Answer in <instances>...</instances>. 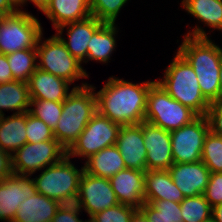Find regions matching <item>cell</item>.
I'll return each instance as SVG.
<instances>
[{
	"instance_id": "1",
	"label": "cell",
	"mask_w": 222,
	"mask_h": 222,
	"mask_svg": "<svg viewBox=\"0 0 222 222\" xmlns=\"http://www.w3.org/2000/svg\"><path fill=\"white\" fill-rule=\"evenodd\" d=\"M155 81L132 83L109 77L96 95L97 112L115 123L140 124L145 119L147 94Z\"/></svg>"
},
{
	"instance_id": "2",
	"label": "cell",
	"mask_w": 222,
	"mask_h": 222,
	"mask_svg": "<svg viewBox=\"0 0 222 222\" xmlns=\"http://www.w3.org/2000/svg\"><path fill=\"white\" fill-rule=\"evenodd\" d=\"M207 35L206 30L197 25L184 35L177 52L192 66L203 96L212 103L221 97L219 71L222 48Z\"/></svg>"
},
{
	"instance_id": "3",
	"label": "cell",
	"mask_w": 222,
	"mask_h": 222,
	"mask_svg": "<svg viewBox=\"0 0 222 222\" xmlns=\"http://www.w3.org/2000/svg\"><path fill=\"white\" fill-rule=\"evenodd\" d=\"M94 85L83 83L71 89L63 101L62 114L53 130L55 139L68 151L76 142L91 118L97 113Z\"/></svg>"
},
{
	"instance_id": "4",
	"label": "cell",
	"mask_w": 222,
	"mask_h": 222,
	"mask_svg": "<svg viewBox=\"0 0 222 222\" xmlns=\"http://www.w3.org/2000/svg\"><path fill=\"white\" fill-rule=\"evenodd\" d=\"M192 66L178 53L166 68L163 79L155 80L176 101L198 116H205L210 102L203 96Z\"/></svg>"
},
{
	"instance_id": "5",
	"label": "cell",
	"mask_w": 222,
	"mask_h": 222,
	"mask_svg": "<svg viewBox=\"0 0 222 222\" xmlns=\"http://www.w3.org/2000/svg\"><path fill=\"white\" fill-rule=\"evenodd\" d=\"M43 170L33 179L36 192L61 204L75 203L84 167L77 169L66 155L60 162Z\"/></svg>"
},
{
	"instance_id": "6",
	"label": "cell",
	"mask_w": 222,
	"mask_h": 222,
	"mask_svg": "<svg viewBox=\"0 0 222 222\" xmlns=\"http://www.w3.org/2000/svg\"><path fill=\"white\" fill-rule=\"evenodd\" d=\"M197 117L194 111L173 99L156 81L150 86L144 121L173 131L190 124Z\"/></svg>"
},
{
	"instance_id": "7",
	"label": "cell",
	"mask_w": 222,
	"mask_h": 222,
	"mask_svg": "<svg viewBox=\"0 0 222 222\" xmlns=\"http://www.w3.org/2000/svg\"><path fill=\"white\" fill-rule=\"evenodd\" d=\"M42 39L43 34L40 36L36 47L37 59L39 58V61L37 60L38 69L65 79L71 84L81 78H89L86 70L82 67V63L69 53L56 34L45 39V41Z\"/></svg>"
},
{
	"instance_id": "8",
	"label": "cell",
	"mask_w": 222,
	"mask_h": 222,
	"mask_svg": "<svg viewBox=\"0 0 222 222\" xmlns=\"http://www.w3.org/2000/svg\"><path fill=\"white\" fill-rule=\"evenodd\" d=\"M43 27L39 20L24 10L2 17L0 22V53L36 48Z\"/></svg>"
},
{
	"instance_id": "9",
	"label": "cell",
	"mask_w": 222,
	"mask_h": 222,
	"mask_svg": "<svg viewBox=\"0 0 222 222\" xmlns=\"http://www.w3.org/2000/svg\"><path fill=\"white\" fill-rule=\"evenodd\" d=\"M67 151L56 140L39 143H25L11 155L12 172L32 176L39 170L60 162Z\"/></svg>"
},
{
	"instance_id": "10",
	"label": "cell",
	"mask_w": 222,
	"mask_h": 222,
	"mask_svg": "<svg viewBox=\"0 0 222 222\" xmlns=\"http://www.w3.org/2000/svg\"><path fill=\"white\" fill-rule=\"evenodd\" d=\"M120 128V124L97 112L67 151V156L88 159L102 149L116 145Z\"/></svg>"
},
{
	"instance_id": "11",
	"label": "cell",
	"mask_w": 222,
	"mask_h": 222,
	"mask_svg": "<svg viewBox=\"0 0 222 222\" xmlns=\"http://www.w3.org/2000/svg\"><path fill=\"white\" fill-rule=\"evenodd\" d=\"M209 131L206 116H198L190 124L170 131L173 162L193 163L201 161L204 140Z\"/></svg>"
},
{
	"instance_id": "12",
	"label": "cell",
	"mask_w": 222,
	"mask_h": 222,
	"mask_svg": "<svg viewBox=\"0 0 222 222\" xmlns=\"http://www.w3.org/2000/svg\"><path fill=\"white\" fill-rule=\"evenodd\" d=\"M75 203L89 217L119 204L108 178L97 177L85 171L79 181V191Z\"/></svg>"
},
{
	"instance_id": "13",
	"label": "cell",
	"mask_w": 222,
	"mask_h": 222,
	"mask_svg": "<svg viewBox=\"0 0 222 222\" xmlns=\"http://www.w3.org/2000/svg\"><path fill=\"white\" fill-rule=\"evenodd\" d=\"M140 124L143 127L144 146L147 151L146 171L168 170L174 164L170 131L147 121H142Z\"/></svg>"
},
{
	"instance_id": "14",
	"label": "cell",
	"mask_w": 222,
	"mask_h": 222,
	"mask_svg": "<svg viewBox=\"0 0 222 222\" xmlns=\"http://www.w3.org/2000/svg\"><path fill=\"white\" fill-rule=\"evenodd\" d=\"M31 177L13 173L0 183V221L12 222L19 204L36 193Z\"/></svg>"
},
{
	"instance_id": "15",
	"label": "cell",
	"mask_w": 222,
	"mask_h": 222,
	"mask_svg": "<svg viewBox=\"0 0 222 222\" xmlns=\"http://www.w3.org/2000/svg\"><path fill=\"white\" fill-rule=\"evenodd\" d=\"M145 173L146 171L125 168L109 179L120 204L140 209L145 203Z\"/></svg>"
},
{
	"instance_id": "16",
	"label": "cell",
	"mask_w": 222,
	"mask_h": 222,
	"mask_svg": "<svg viewBox=\"0 0 222 222\" xmlns=\"http://www.w3.org/2000/svg\"><path fill=\"white\" fill-rule=\"evenodd\" d=\"M116 146L122 155L126 168L146 171L147 151L144 146L141 124L121 126Z\"/></svg>"
},
{
	"instance_id": "17",
	"label": "cell",
	"mask_w": 222,
	"mask_h": 222,
	"mask_svg": "<svg viewBox=\"0 0 222 222\" xmlns=\"http://www.w3.org/2000/svg\"><path fill=\"white\" fill-rule=\"evenodd\" d=\"M168 171L184 197L203 194L211 173L202 161L174 163Z\"/></svg>"
},
{
	"instance_id": "18",
	"label": "cell",
	"mask_w": 222,
	"mask_h": 222,
	"mask_svg": "<svg viewBox=\"0 0 222 222\" xmlns=\"http://www.w3.org/2000/svg\"><path fill=\"white\" fill-rule=\"evenodd\" d=\"M103 24L94 16L81 21L70 22L56 29V35L66 46L69 53L81 63L87 58V46L93 33ZM67 29L68 40L63 37L64 28Z\"/></svg>"
},
{
	"instance_id": "19",
	"label": "cell",
	"mask_w": 222,
	"mask_h": 222,
	"mask_svg": "<svg viewBox=\"0 0 222 222\" xmlns=\"http://www.w3.org/2000/svg\"><path fill=\"white\" fill-rule=\"evenodd\" d=\"M27 84L30 99L63 102L71 93L70 82L38 68Z\"/></svg>"
},
{
	"instance_id": "20",
	"label": "cell",
	"mask_w": 222,
	"mask_h": 222,
	"mask_svg": "<svg viewBox=\"0 0 222 222\" xmlns=\"http://www.w3.org/2000/svg\"><path fill=\"white\" fill-rule=\"evenodd\" d=\"M19 206L12 222H51L61 203L36 192Z\"/></svg>"
},
{
	"instance_id": "21",
	"label": "cell",
	"mask_w": 222,
	"mask_h": 222,
	"mask_svg": "<svg viewBox=\"0 0 222 222\" xmlns=\"http://www.w3.org/2000/svg\"><path fill=\"white\" fill-rule=\"evenodd\" d=\"M145 202L168 200L181 203L185 198L175 185L168 170H148L145 173Z\"/></svg>"
},
{
	"instance_id": "22",
	"label": "cell",
	"mask_w": 222,
	"mask_h": 222,
	"mask_svg": "<svg viewBox=\"0 0 222 222\" xmlns=\"http://www.w3.org/2000/svg\"><path fill=\"white\" fill-rule=\"evenodd\" d=\"M52 22L53 28L91 16L89 0H50L43 12Z\"/></svg>"
},
{
	"instance_id": "23",
	"label": "cell",
	"mask_w": 222,
	"mask_h": 222,
	"mask_svg": "<svg viewBox=\"0 0 222 222\" xmlns=\"http://www.w3.org/2000/svg\"><path fill=\"white\" fill-rule=\"evenodd\" d=\"M83 167L86 173L108 179L126 168L116 145L106 147L90 156Z\"/></svg>"
},
{
	"instance_id": "24",
	"label": "cell",
	"mask_w": 222,
	"mask_h": 222,
	"mask_svg": "<svg viewBox=\"0 0 222 222\" xmlns=\"http://www.w3.org/2000/svg\"><path fill=\"white\" fill-rule=\"evenodd\" d=\"M27 143L26 112L0 118V149L12 155Z\"/></svg>"
},
{
	"instance_id": "25",
	"label": "cell",
	"mask_w": 222,
	"mask_h": 222,
	"mask_svg": "<svg viewBox=\"0 0 222 222\" xmlns=\"http://www.w3.org/2000/svg\"><path fill=\"white\" fill-rule=\"evenodd\" d=\"M116 24L103 23L92 35L87 46V58L84 63L94 60L102 63L110 62V56L116 47Z\"/></svg>"
},
{
	"instance_id": "26",
	"label": "cell",
	"mask_w": 222,
	"mask_h": 222,
	"mask_svg": "<svg viewBox=\"0 0 222 222\" xmlns=\"http://www.w3.org/2000/svg\"><path fill=\"white\" fill-rule=\"evenodd\" d=\"M30 96L27 82L13 80L0 84V116L3 109L17 113L29 112Z\"/></svg>"
},
{
	"instance_id": "27",
	"label": "cell",
	"mask_w": 222,
	"mask_h": 222,
	"mask_svg": "<svg viewBox=\"0 0 222 222\" xmlns=\"http://www.w3.org/2000/svg\"><path fill=\"white\" fill-rule=\"evenodd\" d=\"M183 9L211 29L222 31V0H182Z\"/></svg>"
},
{
	"instance_id": "28",
	"label": "cell",
	"mask_w": 222,
	"mask_h": 222,
	"mask_svg": "<svg viewBox=\"0 0 222 222\" xmlns=\"http://www.w3.org/2000/svg\"><path fill=\"white\" fill-rule=\"evenodd\" d=\"M7 60L13 74V79L28 82L37 69L36 48L18 50L7 55Z\"/></svg>"
},
{
	"instance_id": "29",
	"label": "cell",
	"mask_w": 222,
	"mask_h": 222,
	"mask_svg": "<svg viewBox=\"0 0 222 222\" xmlns=\"http://www.w3.org/2000/svg\"><path fill=\"white\" fill-rule=\"evenodd\" d=\"M140 209L149 222H183L180 203L168 200H154L151 204L145 202Z\"/></svg>"
},
{
	"instance_id": "30",
	"label": "cell",
	"mask_w": 222,
	"mask_h": 222,
	"mask_svg": "<svg viewBox=\"0 0 222 222\" xmlns=\"http://www.w3.org/2000/svg\"><path fill=\"white\" fill-rule=\"evenodd\" d=\"M180 207L183 222H203L212 216V207L203 194L185 197Z\"/></svg>"
},
{
	"instance_id": "31",
	"label": "cell",
	"mask_w": 222,
	"mask_h": 222,
	"mask_svg": "<svg viewBox=\"0 0 222 222\" xmlns=\"http://www.w3.org/2000/svg\"><path fill=\"white\" fill-rule=\"evenodd\" d=\"M62 106L63 102L30 99L29 113L54 130L61 117Z\"/></svg>"
},
{
	"instance_id": "32",
	"label": "cell",
	"mask_w": 222,
	"mask_h": 222,
	"mask_svg": "<svg viewBox=\"0 0 222 222\" xmlns=\"http://www.w3.org/2000/svg\"><path fill=\"white\" fill-rule=\"evenodd\" d=\"M201 161L213 172H222V137L209 131L203 145Z\"/></svg>"
},
{
	"instance_id": "33",
	"label": "cell",
	"mask_w": 222,
	"mask_h": 222,
	"mask_svg": "<svg viewBox=\"0 0 222 222\" xmlns=\"http://www.w3.org/2000/svg\"><path fill=\"white\" fill-rule=\"evenodd\" d=\"M129 0H89L91 15L103 23L115 24L121 8Z\"/></svg>"
},
{
	"instance_id": "34",
	"label": "cell",
	"mask_w": 222,
	"mask_h": 222,
	"mask_svg": "<svg viewBox=\"0 0 222 222\" xmlns=\"http://www.w3.org/2000/svg\"><path fill=\"white\" fill-rule=\"evenodd\" d=\"M136 210L135 207L119 203L104 211L97 212L88 220L90 222H130Z\"/></svg>"
},
{
	"instance_id": "35",
	"label": "cell",
	"mask_w": 222,
	"mask_h": 222,
	"mask_svg": "<svg viewBox=\"0 0 222 222\" xmlns=\"http://www.w3.org/2000/svg\"><path fill=\"white\" fill-rule=\"evenodd\" d=\"M26 136L28 143H39L55 139L53 130L29 112H26Z\"/></svg>"
},
{
	"instance_id": "36",
	"label": "cell",
	"mask_w": 222,
	"mask_h": 222,
	"mask_svg": "<svg viewBox=\"0 0 222 222\" xmlns=\"http://www.w3.org/2000/svg\"><path fill=\"white\" fill-rule=\"evenodd\" d=\"M203 195L212 208L222 203V172L210 173Z\"/></svg>"
},
{
	"instance_id": "37",
	"label": "cell",
	"mask_w": 222,
	"mask_h": 222,
	"mask_svg": "<svg viewBox=\"0 0 222 222\" xmlns=\"http://www.w3.org/2000/svg\"><path fill=\"white\" fill-rule=\"evenodd\" d=\"M205 116L210 132L222 137V96L210 104Z\"/></svg>"
},
{
	"instance_id": "38",
	"label": "cell",
	"mask_w": 222,
	"mask_h": 222,
	"mask_svg": "<svg viewBox=\"0 0 222 222\" xmlns=\"http://www.w3.org/2000/svg\"><path fill=\"white\" fill-rule=\"evenodd\" d=\"M79 212H82L76 203L61 204L51 222H87L79 219Z\"/></svg>"
},
{
	"instance_id": "39",
	"label": "cell",
	"mask_w": 222,
	"mask_h": 222,
	"mask_svg": "<svg viewBox=\"0 0 222 222\" xmlns=\"http://www.w3.org/2000/svg\"><path fill=\"white\" fill-rule=\"evenodd\" d=\"M12 174L11 155L0 149V183Z\"/></svg>"
},
{
	"instance_id": "40",
	"label": "cell",
	"mask_w": 222,
	"mask_h": 222,
	"mask_svg": "<svg viewBox=\"0 0 222 222\" xmlns=\"http://www.w3.org/2000/svg\"><path fill=\"white\" fill-rule=\"evenodd\" d=\"M13 80V74L7 60V55L0 53V84Z\"/></svg>"
},
{
	"instance_id": "41",
	"label": "cell",
	"mask_w": 222,
	"mask_h": 222,
	"mask_svg": "<svg viewBox=\"0 0 222 222\" xmlns=\"http://www.w3.org/2000/svg\"><path fill=\"white\" fill-rule=\"evenodd\" d=\"M18 11L16 0H0V16H6Z\"/></svg>"
},
{
	"instance_id": "42",
	"label": "cell",
	"mask_w": 222,
	"mask_h": 222,
	"mask_svg": "<svg viewBox=\"0 0 222 222\" xmlns=\"http://www.w3.org/2000/svg\"><path fill=\"white\" fill-rule=\"evenodd\" d=\"M28 1L32 2L36 7H38V10H40L41 12H44L50 0H18L17 2L18 10L22 11L21 7L25 6L24 4H26Z\"/></svg>"
},
{
	"instance_id": "43",
	"label": "cell",
	"mask_w": 222,
	"mask_h": 222,
	"mask_svg": "<svg viewBox=\"0 0 222 222\" xmlns=\"http://www.w3.org/2000/svg\"><path fill=\"white\" fill-rule=\"evenodd\" d=\"M130 222H149V220L141 209H137Z\"/></svg>"
},
{
	"instance_id": "44",
	"label": "cell",
	"mask_w": 222,
	"mask_h": 222,
	"mask_svg": "<svg viewBox=\"0 0 222 222\" xmlns=\"http://www.w3.org/2000/svg\"><path fill=\"white\" fill-rule=\"evenodd\" d=\"M212 217L216 222H222V203L212 208Z\"/></svg>"
},
{
	"instance_id": "45",
	"label": "cell",
	"mask_w": 222,
	"mask_h": 222,
	"mask_svg": "<svg viewBox=\"0 0 222 222\" xmlns=\"http://www.w3.org/2000/svg\"><path fill=\"white\" fill-rule=\"evenodd\" d=\"M219 81H220V88H221V96H222V54H221V60H220V71H219Z\"/></svg>"
},
{
	"instance_id": "46",
	"label": "cell",
	"mask_w": 222,
	"mask_h": 222,
	"mask_svg": "<svg viewBox=\"0 0 222 222\" xmlns=\"http://www.w3.org/2000/svg\"><path fill=\"white\" fill-rule=\"evenodd\" d=\"M203 222H216L215 219L211 216L209 219L203 221Z\"/></svg>"
}]
</instances>
